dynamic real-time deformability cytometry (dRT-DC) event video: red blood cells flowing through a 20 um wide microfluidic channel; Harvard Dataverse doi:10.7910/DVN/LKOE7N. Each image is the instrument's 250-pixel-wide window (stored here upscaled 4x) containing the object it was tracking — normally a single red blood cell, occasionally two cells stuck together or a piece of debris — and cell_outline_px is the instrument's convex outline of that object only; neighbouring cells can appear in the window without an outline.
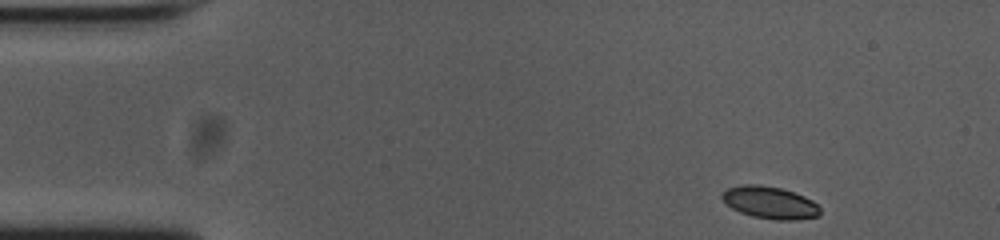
{"species": "common noctule bat (a hibernating species)", "species_latin": "Nyctalus noctula", "temperature_condition": "cold", "stored_images_in_passage": 49, "camera_frame_rate_fps": 3000, "um_per_image_px": 0.085, "animal": {"sex": "female", "body_mass_g": 23.0, "forearm_length_mm": 53.4}, "frame": {"image": 1, "passage_image": 1, "time_ms": 0.0, "image_size_px": [1000, 240], "cell_outline_px": [[820, 216], [796, 220], [776, 220], [752, 216], [740, 212], [732, 208], [720, 196], [728, 188], [744, 184], [756, 184], [780, 188], [804, 196], [812, 200], [820, 208]], "centroid_in_image_um": [65.46, 17.23], "position_along_channel_um": 19.5, "area_um2": 18.26}}
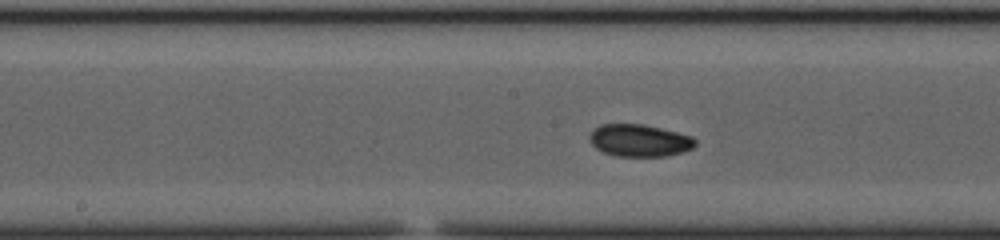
{"frame": {"image": 2, "passage_image": 22, "time_ms": 7.0, "image_size_px": [1000, 240], "cell_outline_px": [[696, 144], [692, 148], [684, 152], [664, 156], [616, 156], [604, 152], [596, 148], [588, 140], [588, 136], [592, 128], [600, 124], [644, 124], [692, 136], [696, 140]], "centroid_in_image_um": [54.31, 11.93], "position_along_channel_um": 193.9, "area_um2": 20.0}}
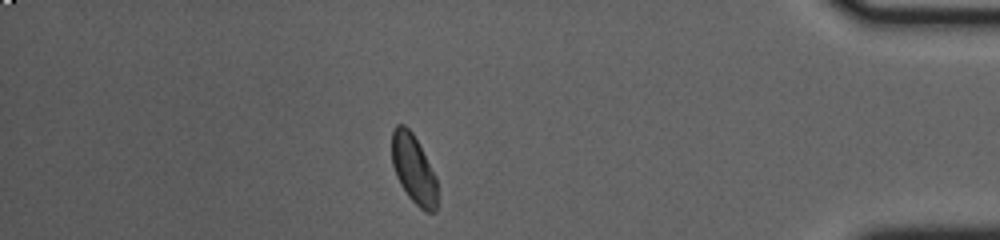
{"frame": {"image": 3, "passage_image": 42, "time_ms": 13.667, "image_size_px": [1000, 240], "cell_outline_px": [[436, 208], [432, 212], [424, 212], [408, 196], [400, 184], [396, 176], [392, 164], [392, 128], [396, 124], [404, 124], [412, 132], [436, 176]], "centroid_in_image_um": [35.13, 14.35], "position_along_channel_um": 400.1, "area_um2": 18.09}, "authors_computed_cell_mechanics": {"area_um2": 18.9006, "velocity_mm_per_s": 3.7234, "shape_relaxation_time_tau1_ms": 3.6084, "shape_relaxation_time_tau2_ms": 4.2347, "deformation_change_tau1": 0.0904, "deformation_change_tau2": 0.059}}